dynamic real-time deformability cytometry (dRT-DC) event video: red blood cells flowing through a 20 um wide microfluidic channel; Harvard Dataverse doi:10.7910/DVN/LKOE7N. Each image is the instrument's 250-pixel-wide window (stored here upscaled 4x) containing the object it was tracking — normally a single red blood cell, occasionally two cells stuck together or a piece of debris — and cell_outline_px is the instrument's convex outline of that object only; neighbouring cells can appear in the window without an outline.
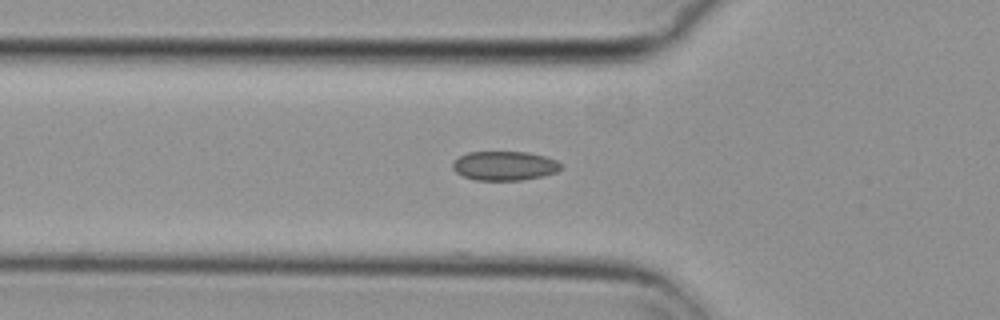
{"species": "common noctule bat (a hibernating species)", "species_latin": "Nyctalus noctula", "temperature_condition": "cold", "stored_images_in_passage": 36, "camera_frame_rate_fps": 3000, "um_per_image_px": 0.085, "animal": {"sex": "female", "body_mass_g": 29.2, "forearm_length_mm": 56.3}, "frame": {"image": 1, "passage_image": 2, "time_ms": 0.333, "image_size_px": [1000, 320], "cell_outline_px": [[564, 168], [556, 172], [540, 176], [520, 180], [476, 180], [464, 176], [456, 172], [452, 168], [452, 164], [460, 156], [468, 152], [528, 152], [544, 156], [556, 160]], "centroid_in_image_um": [42.89, 14.09], "position_along_channel_um": 82.9, "area_um2": 18.26}}
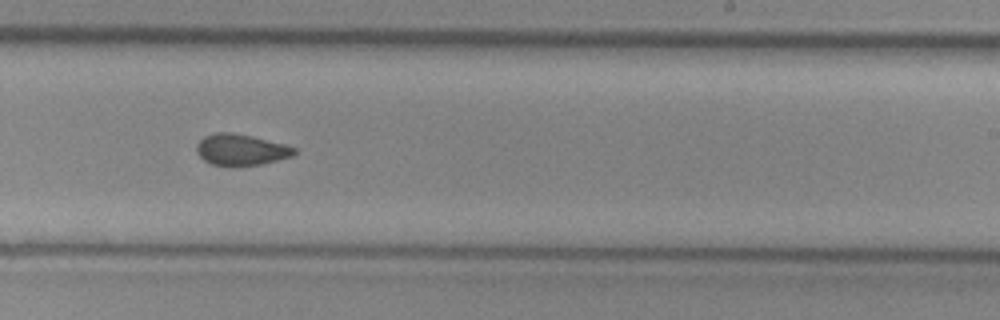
{"frame": {"image": 2, "passage_image": 17, "time_ms": 5.333, "image_size_px": [1000, 320], "cell_outline_px": [[296, 152], [292, 156], [260, 164], [236, 168], [228, 168], [212, 164], [204, 160], [196, 152], [196, 144], [204, 136], [212, 132], [232, 132], [252, 136], [284, 144], [296, 148]], "centroid_in_image_um": [20.43, 12.75], "position_along_channel_um": 268.6, "area_um2": 18.21}}
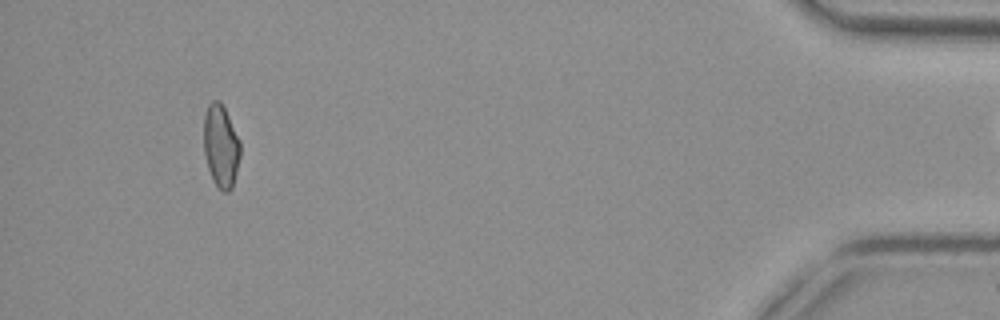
{"frame": {"image": 3, "passage_image": 35, "time_ms": 11.333, "image_size_px": [1000, 320], "cell_outline_px": [[240, 156], [232, 188], [228, 192], [224, 192], [216, 184], [208, 168], [204, 152], [204, 116], [208, 104], [212, 100], [220, 100], [240, 140]], "centroid_in_image_um": [18.77, 12.39], "position_along_channel_um": 416.4, "area_um2": 17.4}}